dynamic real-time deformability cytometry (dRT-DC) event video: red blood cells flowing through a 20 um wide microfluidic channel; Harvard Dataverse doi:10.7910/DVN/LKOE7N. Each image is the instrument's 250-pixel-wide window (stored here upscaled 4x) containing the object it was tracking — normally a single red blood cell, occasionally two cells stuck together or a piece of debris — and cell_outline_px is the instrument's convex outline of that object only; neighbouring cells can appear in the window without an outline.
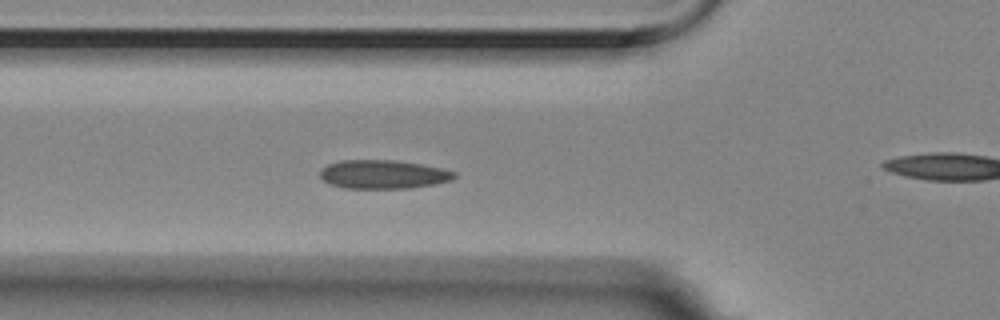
{"species": "Egyptian fruit bat (a non-hibernating species)", "species_latin": "Rousettus aegyptiacus", "temperature_condition": "room temperature", "stored_images_in_passage": 7, "segment_of_instrument_passage": [1, 2], "camera_frame_rate_fps": 3000, "um_per_image_px": 0.085, "animal": {"sex": "female"}, "frame": {"image": 1, "passage_image": 6, "time_ms": 1.667, "image_size_px": [1000, 320], "cell_outline_px": [[456, 176], [452, 180], [436, 184], [408, 188], [344, 188], [328, 184], [320, 176], [320, 168], [328, 164], [340, 160], [396, 160], [420, 164], [440, 168], [456, 172]], "centroid_in_image_um": [32.55, 14.82], "position_along_channel_um": 93.3, "area_um2": 22.54}}